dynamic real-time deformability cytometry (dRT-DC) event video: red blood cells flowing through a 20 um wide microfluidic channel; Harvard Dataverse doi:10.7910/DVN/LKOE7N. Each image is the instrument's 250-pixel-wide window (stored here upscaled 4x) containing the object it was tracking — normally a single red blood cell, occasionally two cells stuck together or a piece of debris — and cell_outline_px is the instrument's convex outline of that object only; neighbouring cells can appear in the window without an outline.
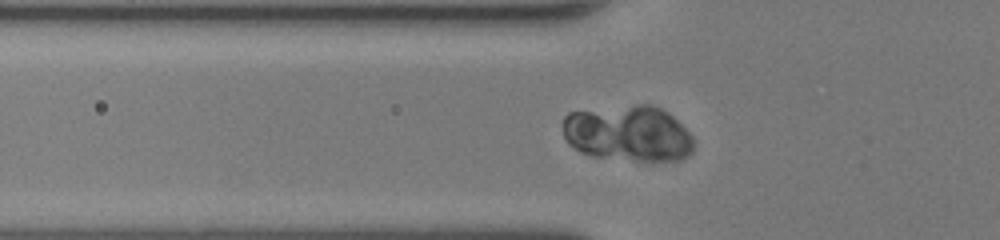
{"species": "human", "species_latin": "Homo sapiens", "temperature_condition": "room temperature", "stored_images_in_passage": 55, "segment_of_instrument_passage": [1, 2], "camera_frame_rate_fps": 3000, "um_per_image_px": 0.085, "donor": {"sex": "female"}, "frame": {"image": 1, "passage_image": 21, "time_ms": 6.667, "image_size_px": [1000, 240], "cell_outline_px": [[692, 152], [688, 156], [680, 160], [640, 160], [592, 156], [580, 152], [568, 144], [564, 136], [564, 116], [568, 112], [636, 104], [648, 104], [660, 108], [668, 112], [692, 136]], "centroid_in_image_um": [53.37, 11.33], "position_along_channel_um": 72.4, "area_um2": 42.43}}
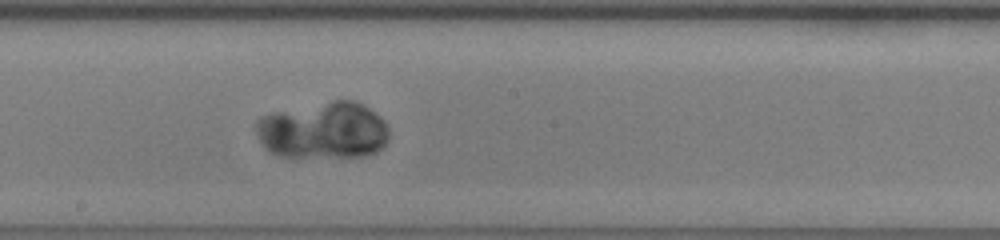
{"frame": {"image": 2, "passage_image": 32, "time_ms": 10.333, "image_size_px": [1000, 240], "cell_outline_px": [[388, 140], [376, 152], [360, 156], [284, 156], [272, 152], [264, 148], [256, 132], [256, 120], [260, 116], [276, 112], [332, 100], [352, 100], [368, 108], [384, 120], [388, 128]], "centroid_in_image_um": [27.48, 11.08], "position_along_channel_um": 220.7, "area_um2": 43.52}}
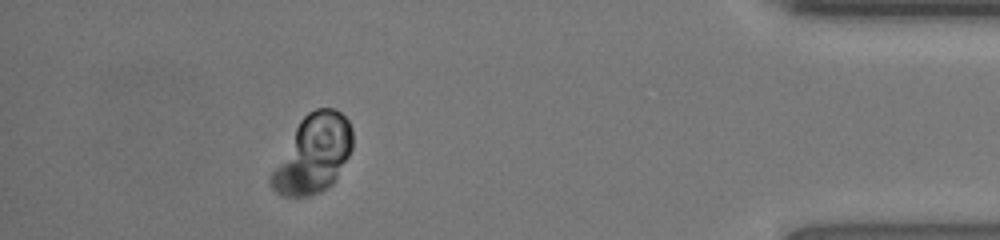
{"frame": {"image": 3, "passage_image": 49, "time_ms": 16.0, "image_size_px": [1000, 240], "cell_outline_px": [[352, 148], [348, 156], [332, 184], [320, 192], [308, 196], [284, 196], [276, 192], [272, 188], [268, 180], [272, 172], [300, 120], [308, 112], [316, 108], [332, 108], [340, 112], [348, 120], [352, 128]], "centroid_in_image_um": [26.63, 13.09], "position_along_channel_um": 408.6, "area_um2": 36.36}}